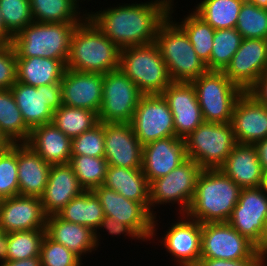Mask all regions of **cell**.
Here are the masks:
<instances>
[{
	"label": "cell",
	"mask_w": 267,
	"mask_h": 266,
	"mask_svg": "<svg viewBox=\"0 0 267 266\" xmlns=\"http://www.w3.org/2000/svg\"><path fill=\"white\" fill-rule=\"evenodd\" d=\"M172 0L126 3L87 12V17L120 49L155 42L160 24L169 16Z\"/></svg>",
	"instance_id": "obj_1"
},
{
	"label": "cell",
	"mask_w": 267,
	"mask_h": 266,
	"mask_svg": "<svg viewBox=\"0 0 267 266\" xmlns=\"http://www.w3.org/2000/svg\"><path fill=\"white\" fill-rule=\"evenodd\" d=\"M241 188L220 169H202L186 215L204 223L228 222Z\"/></svg>",
	"instance_id": "obj_2"
},
{
	"label": "cell",
	"mask_w": 267,
	"mask_h": 266,
	"mask_svg": "<svg viewBox=\"0 0 267 266\" xmlns=\"http://www.w3.org/2000/svg\"><path fill=\"white\" fill-rule=\"evenodd\" d=\"M120 48L86 17L75 28L66 68L88 73H108L119 69Z\"/></svg>",
	"instance_id": "obj_3"
},
{
	"label": "cell",
	"mask_w": 267,
	"mask_h": 266,
	"mask_svg": "<svg viewBox=\"0 0 267 266\" xmlns=\"http://www.w3.org/2000/svg\"><path fill=\"white\" fill-rule=\"evenodd\" d=\"M174 0L169 16L160 24L155 43L172 82H191L207 71L206 64L198 57L185 31L172 20Z\"/></svg>",
	"instance_id": "obj_4"
},
{
	"label": "cell",
	"mask_w": 267,
	"mask_h": 266,
	"mask_svg": "<svg viewBox=\"0 0 267 266\" xmlns=\"http://www.w3.org/2000/svg\"><path fill=\"white\" fill-rule=\"evenodd\" d=\"M78 24L33 21L11 40L16 57H45L63 60L66 63L71 37Z\"/></svg>",
	"instance_id": "obj_5"
},
{
	"label": "cell",
	"mask_w": 267,
	"mask_h": 266,
	"mask_svg": "<svg viewBox=\"0 0 267 266\" xmlns=\"http://www.w3.org/2000/svg\"><path fill=\"white\" fill-rule=\"evenodd\" d=\"M119 69L143 95L161 94L172 82L155 42L121 49Z\"/></svg>",
	"instance_id": "obj_6"
},
{
	"label": "cell",
	"mask_w": 267,
	"mask_h": 266,
	"mask_svg": "<svg viewBox=\"0 0 267 266\" xmlns=\"http://www.w3.org/2000/svg\"><path fill=\"white\" fill-rule=\"evenodd\" d=\"M191 83L204 122L231 123L235 102L243 91L223 71L207 70Z\"/></svg>",
	"instance_id": "obj_7"
},
{
	"label": "cell",
	"mask_w": 267,
	"mask_h": 266,
	"mask_svg": "<svg viewBox=\"0 0 267 266\" xmlns=\"http://www.w3.org/2000/svg\"><path fill=\"white\" fill-rule=\"evenodd\" d=\"M187 158L202 169H219L237 144L231 123L203 122L185 138Z\"/></svg>",
	"instance_id": "obj_8"
},
{
	"label": "cell",
	"mask_w": 267,
	"mask_h": 266,
	"mask_svg": "<svg viewBox=\"0 0 267 266\" xmlns=\"http://www.w3.org/2000/svg\"><path fill=\"white\" fill-rule=\"evenodd\" d=\"M202 168L190 158L177 166L169 174L149 183V212L164 204H177L179 214H186L195 194L196 181ZM160 205V206H159ZM153 207V208H152ZM156 214V215H155Z\"/></svg>",
	"instance_id": "obj_9"
},
{
	"label": "cell",
	"mask_w": 267,
	"mask_h": 266,
	"mask_svg": "<svg viewBox=\"0 0 267 266\" xmlns=\"http://www.w3.org/2000/svg\"><path fill=\"white\" fill-rule=\"evenodd\" d=\"M142 95L136 84L120 69L104 73L99 122L131 123Z\"/></svg>",
	"instance_id": "obj_10"
},
{
	"label": "cell",
	"mask_w": 267,
	"mask_h": 266,
	"mask_svg": "<svg viewBox=\"0 0 267 266\" xmlns=\"http://www.w3.org/2000/svg\"><path fill=\"white\" fill-rule=\"evenodd\" d=\"M201 258L261 259L259 248L228 222L201 224Z\"/></svg>",
	"instance_id": "obj_11"
},
{
	"label": "cell",
	"mask_w": 267,
	"mask_h": 266,
	"mask_svg": "<svg viewBox=\"0 0 267 266\" xmlns=\"http://www.w3.org/2000/svg\"><path fill=\"white\" fill-rule=\"evenodd\" d=\"M10 90L30 130L51 123L54 111L62 105L61 82L36 88L16 81Z\"/></svg>",
	"instance_id": "obj_12"
},
{
	"label": "cell",
	"mask_w": 267,
	"mask_h": 266,
	"mask_svg": "<svg viewBox=\"0 0 267 266\" xmlns=\"http://www.w3.org/2000/svg\"><path fill=\"white\" fill-rule=\"evenodd\" d=\"M92 191L100 201L104 216L128 225L142 239V242L155 240L158 220L141 203L127 199L104 185Z\"/></svg>",
	"instance_id": "obj_13"
},
{
	"label": "cell",
	"mask_w": 267,
	"mask_h": 266,
	"mask_svg": "<svg viewBox=\"0 0 267 266\" xmlns=\"http://www.w3.org/2000/svg\"><path fill=\"white\" fill-rule=\"evenodd\" d=\"M131 125L141 145L175 136L173 115L161 94L141 96Z\"/></svg>",
	"instance_id": "obj_14"
},
{
	"label": "cell",
	"mask_w": 267,
	"mask_h": 266,
	"mask_svg": "<svg viewBox=\"0 0 267 266\" xmlns=\"http://www.w3.org/2000/svg\"><path fill=\"white\" fill-rule=\"evenodd\" d=\"M228 223L260 249L267 236V194L259 187L241 189Z\"/></svg>",
	"instance_id": "obj_15"
},
{
	"label": "cell",
	"mask_w": 267,
	"mask_h": 266,
	"mask_svg": "<svg viewBox=\"0 0 267 266\" xmlns=\"http://www.w3.org/2000/svg\"><path fill=\"white\" fill-rule=\"evenodd\" d=\"M267 70V39H243L224 74L243 92H248Z\"/></svg>",
	"instance_id": "obj_16"
},
{
	"label": "cell",
	"mask_w": 267,
	"mask_h": 266,
	"mask_svg": "<svg viewBox=\"0 0 267 266\" xmlns=\"http://www.w3.org/2000/svg\"><path fill=\"white\" fill-rule=\"evenodd\" d=\"M178 218L158 240L178 266H196L201 258V223L186 214Z\"/></svg>",
	"instance_id": "obj_17"
},
{
	"label": "cell",
	"mask_w": 267,
	"mask_h": 266,
	"mask_svg": "<svg viewBox=\"0 0 267 266\" xmlns=\"http://www.w3.org/2000/svg\"><path fill=\"white\" fill-rule=\"evenodd\" d=\"M161 95L172 112L176 137L185 139L204 122L191 82H171Z\"/></svg>",
	"instance_id": "obj_18"
},
{
	"label": "cell",
	"mask_w": 267,
	"mask_h": 266,
	"mask_svg": "<svg viewBox=\"0 0 267 266\" xmlns=\"http://www.w3.org/2000/svg\"><path fill=\"white\" fill-rule=\"evenodd\" d=\"M231 125L237 143L255 145L267 138V106L243 92L235 102Z\"/></svg>",
	"instance_id": "obj_19"
},
{
	"label": "cell",
	"mask_w": 267,
	"mask_h": 266,
	"mask_svg": "<svg viewBox=\"0 0 267 266\" xmlns=\"http://www.w3.org/2000/svg\"><path fill=\"white\" fill-rule=\"evenodd\" d=\"M105 155L108 165L141 168L143 145L131 123H104Z\"/></svg>",
	"instance_id": "obj_20"
},
{
	"label": "cell",
	"mask_w": 267,
	"mask_h": 266,
	"mask_svg": "<svg viewBox=\"0 0 267 266\" xmlns=\"http://www.w3.org/2000/svg\"><path fill=\"white\" fill-rule=\"evenodd\" d=\"M46 218L39 197L16 195L0 200V229L5 233L46 229Z\"/></svg>",
	"instance_id": "obj_21"
},
{
	"label": "cell",
	"mask_w": 267,
	"mask_h": 266,
	"mask_svg": "<svg viewBox=\"0 0 267 266\" xmlns=\"http://www.w3.org/2000/svg\"><path fill=\"white\" fill-rule=\"evenodd\" d=\"M61 85L63 105L99 113L102 104L103 74L66 68Z\"/></svg>",
	"instance_id": "obj_22"
},
{
	"label": "cell",
	"mask_w": 267,
	"mask_h": 266,
	"mask_svg": "<svg viewBox=\"0 0 267 266\" xmlns=\"http://www.w3.org/2000/svg\"><path fill=\"white\" fill-rule=\"evenodd\" d=\"M186 159L185 139L171 136L143 145L141 169L150 183L169 174Z\"/></svg>",
	"instance_id": "obj_23"
},
{
	"label": "cell",
	"mask_w": 267,
	"mask_h": 266,
	"mask_svg": "<svg viewBox=\"0 0 267 266\" xmlns=\"http://www.w3.org/2000/svg\"><path fill=\"white\" fill-rule=\"evenodd\" d=\"M84 191L72 166L51 165L45 190L40 197L46 216L57 215L73 198Z\"/></svg>",
	"instance_id": "obj_24"
},
{
	"label": "cell",
	"mask_w": 267,
	"mask_h": 266,
	"mask_svg": "<svg viewBox=\"0 0 267 266\" xmlns=\"http://www.w3.org/2000/svg\"><path fill=\"white\" fill-rule=\"evenodd\" d=\"M50 169L51 165L29 145L17 143L19 195L40 198L45 190Z\"/></svg>",
	"instance_id": "obj_25"
},
{
	"label": "cell",
	"mask_w": 267,
	"mask_h": 266,
	"mask_svg": "<svg viewBox=\"0 0 267 266\" xmlns=\"http://www.w3.org/2000/svg\"><path fill=\"white\" fill-rule=\"evenodd\" d=\"M219 169L241 189L260 186L263 169L255 145L237 143Z\"/></svg>",
	"instance_id": "obj_26"
},
{
	"label": "cell",
	"mask_w": 267,
	"mask_h": 266,
	"mask_svg": "<svg viewBox=\"0 0 267 266\" xmlns=\"http://www.w3.org/2000/svg\"><path fill=\"white\" fill-rule=\"evenodd\" d=\"M72 139L66 136L52 122L36 126L26 142L50 165L68 164L71 160Z\"/></svg>",
	"instance_id": "obj_27"
},
{
	"label": "cell",
	"mask_w": 267,
	"mask_h": 266,
	"mask_svg": "<svg viewBox=\"0 0 267 266\" xmlns=\"http://www.w3.org/2000/svg\"><path fill=\"white\" fill-rule=\"evenodd\" d=\"M46 235L54 242L64 245L81 260L82 256L97 250L94 231L91 228L67 222L58 215L46 218Z\"/></svg>",
	"instance_id": "obj_28"
},
{
	"label": "cell",
	"mask_w": 267,
	"mask_h": 266,
	"mask_svg": "<svg viewBox=\"0 0 267 266\" xmlns=\"http://www.w3.org/2000/svg\"><path fill=\"white\" fill-rule=\"evenodd\" d=\"M103 185L141 203L149 211V183L141 168L108 165Z\"/></svg>",
	"instance_id": "obj_29"
},
{
	"label": "cell",
	"mask_w": 267,
	"mask_h": 266,
	"mask_svg": "<svg viewBox=\"0 0 267 266\" xmlns=\"http://www.w3.org/2000/svg\"><path fill=\"white\" fill-rule=\"evenodd\" d=\"M66 70L63 60L45 57L17 58V82L34 87L61 82Z\"/></svg>",
	"instance_id": "obj_30"
},
{
	"label": "cell",
	"mask_w": 267,
	"mask_h": 266,
	"mask_svg": "<svg viewBox=\"0 0 267 266\" xmlns=\"http://www.w3.org/2000/svg\"><path fill=\"white\" fill-rule=\"evenodd\" d=\"M34 22L81 23L87 10L80 11L78 0H29ZM82 13V14H81Z\"/></svg>",
	"instance_id": "obj_31"
},
{
	"label": "cell",
	"mask_w": 267,
	"mask_h": 266,
	"mask_svg": "<svg viewBox=\"0 0 267 266\" xmlns=\"http://www.w3.org/2000/svg\"><path fill=\"white\" fill-rule=\"evenodd\" d=\"M57 215L67 222L87 226L93 231L104 219L103 208L92 190H84L64 206Z\"/></svg>",
	"instance_id": "obj_32"
},
{
	"label": "cell",
	"mask_w": 267,
	"mask_h": 266,
	"mask_svg": "<svg viewBox=\"0 0 267 266\" xmlns=\"http://www.w3.org/2000/svg\"><path fill=\"white\" fill-rule=\"evenodd\" d=\"M245 0H203L193 11L215 30L236 28Z\"/></svg>",
	"instance_id": "obj_33"
},
{
	"label": "cell",
	"mask_w": 267,
	"mask_h": 266,
	"mask_svg": "<svg viewBox=\"0 0 267 266\" xmlns=\"http://www.w3.org/2000/svg\"><path fill=\"white\" fill-rule=\"evenodd\" d=\"M0 131L11 143H26L31 134L10 89L0 90Z\"/></svg>",
	"instance_id": "obj_34"
},
{
	"label": "cell",
	"mask_w": 267,
	"mask_h": 266,
	"mask_svg": "<svg viewBox=\"0 0 267 266\" xmlns=\"http://www.w3.org/2000/svg\"><path fill=\"white\" fill-rule=\"evenodd\" d=\"M176 22L186 33L189 41L198 57L206 64L210 70V54L213 48V37L215 29L199 17L194 11Z\"/></svg>",
	"instance_id": "obj_35"
},
{
	"label": "cell",
	"mask_w": 267,
	"mask_h": 266,
	"mask_svg": "<svg viewBox=\"0 0 267 266\" xmlns=\"http://www.w3.org/2000/svg\"><path fill=\"white\" fill-rule=\"evenodd\" d=\"M52 123L69 138L80 136L99 123L98 114L92 110L61 105L54 111Z\"/></svg>",
	"instance_id": "obj_36"
},
{
	"label": "cell",
	"mask_w": 267,
	"mask_h": 266,
	"mask_svg": "<svg viewBox=\"0 0 267 266\" xmlns=\"http://www.w3.org/2000/svg\"><path fill=\"white\" fill-rule=\"evenodd\" d=\"M46 229L14 231L7 233L4 261H14L40 256L41 243Z\"/></svg>",
	"instance_id": "obj_37"
},
{
	"label": "cell",
	"mask_w": 267,
	"mask_h": 266,
	"mask_svg": "<svg viewBox=\"0 0 267 266\" xmlns=\"http://www.w3.org/2000/svg\"><path fill=\"white\" fill-rule=\"evenodd\" d=\"M69 164L84 190H93L103 185L108 168L104 157L71 155Z\"/></svg>",
	"instance_id": "obj_38"
},
{
	"label": "cell",
	"mask_w": 267,
	"mask_h": 266,
	"mask_svg": "<svg viewBox=\"0 0 267 266\" xmlns=\"http://www.w3.org/2000/svg\"><path fill=\"white\" fill-rule=\"evenodd\" d=\"M242 40L243 37L236 28L215 30L210 54V70L223 71L238 50Z\"/></svg>",
	"instance_id": "obj_39"
},
{
	"label": "cell",
	"mask_w": 267,
	"mask_h": 266,
	"mask_svg": "<svg viewBox=\"0 0 267 266\" xmlns=\"http://www.w3.org/2000/svg\"><path fill=\"white\" fill-rule=\"evenodd\" d=\"M236 30L243 39H267V8L245 0L238 15Z\"/></svg>",
	"instance_id": "obj_40"
},
{
	"label": "cell",
	"mask_w": 267,
	"mask_h": 266,
	"mask_svg": "<svg viewBox=\"0 0 267 266\" xmlns=\"http://www.w3.org/2000/svg\"><path fill=\"white\" fill-rule=\"evenodd\" d=\"M0 13L6 29V42L33 22L29 0H0Z\"/></svg>",
	"instance_id": "obj_41"
},
{
	"label": "cell",
	"mask_w": 267,
	"mask_h": 266,
	"mask_svg": "<svg viewBox=\"0 0 267 266\" xmlns=\"http://www.w3.org/2000/svg\"><path fill=\"white\" fill-rule=\"evenodd\" d=\"M19 195L17 143L0 151V200Z\"/></svg>",
	"instance_id": "obj_42"
},
{
	"label": "cell",
	"mask_w": 267,
	"mask_h": 266,
	"mask_svg": "<svg viewBox=\"0 0 267 266\" xmlns=\"http://www.w3.org/2000/svg\"><path fill=\"white\" fill-rule=\"evenodd\" d=\"M104 123L99 122L92 129L72 138V155L104 157L105 155Z\"/></svg>",
	"instance_id": "obj_43"
},
{
	"label": "cell",
	"mask_w": 267,
	"mask_h": 266,
	"mask_svg": "<svg viewBox=\"0 0 267 266\" xmlns=\"http://www.w3.org/2000/svg\"><path fill=\"white\" fill-rule=\"evenodd\" d=\"M40 258L42 266H82V261L64 245L54 242L47 235L41 243Z\"/></svg>",
	"instance_id": "obj_44"
},
{
	"label": "cell",
	"mask_w": 267,
	"mask_h": 266,
	"mask_svg": "<svg viewBox=\"0 0 267 266\" xmlns=\"http://www.w3.org/2000/svg\"><path fill=\"white\" fill-rule=\"evenodd\" d=\"M17 81V57L11 42L0 43V90L10 89Z\"/></svg>",
	"instance_id": "obj_45"
},
{
	"label": "cell",
	"mask_w": 267,
	"mask_h": 266,
	"mask_svg": "<svg viewBox=\"0 0 267 266\" xmlns=\"http://www.w3.org/2000/svg\"><path fill=\"white\" fill-rule=\"evenodd\" d=\"M102 228H103V230L105 229L110 235H113V236L114 235L120 236L121 234H124L125 237L128 236L132 240L137 239V240L142 241V239L128 225H126L120 221H117L114 218L104 216V219L99 223L98 227L94 231V237L96 240L97 248L100 245L99 239H101L100 238L101 234L98 231H99V229H102Z\"/></svg>",
	"instance_id": "obj_46"
},
{
	"label": "cell",
	"mask_w": 267,
	"mask_h": 266,
	"mask_svg": "<svg viewBox=\"0 0 267 266\" xmlns=\"http://www.w3.org/2000/svg\"><path fill=\"white\" fill-rule=\"evenodd\" d=\"M196 266H263L262 259L223 260L200 258Z\"/></svg>",
	"instance_id": "obj_47"
},
{
	"label": "cell",
	"mask_w": 267,
	"mask_h": 266,
	"mask_svg": "<svg viewBox=\"0 0 267 266\" xmlns=\"http://www.w3.org/2000/svg\"><path fill=\"white\" fill-rule=\"evenodd\" d=\"M248 92L259 102L267 106V70L260 76L256 84Z\"/></svg>",
	"instance_id": "obj_48"
},
{
	"label": "cell",
	"mask_w": 267,
	"mask_h": 266,
	"mask_svg": "<svg viewBox=\"0 0 267 266\" xmlns=\"http://www.w3.org/2000/svg\"><path fill=\"white\" fill-rule=\"evenodd\" d=\"M0 266H42L40 256L14 261H1Z\"/></svg>",
	"instance_id": "obj_49"
},
{
	"label": "cell",
	"mask_w": 267,
	"mask_h": 266,
	"mask_svg": "<svg viewBox=\"0 0 267 266\" xmlns=\"http://www.w3.org/2000/svg\"><path fill=\"white\" fill-rule=\"evenodd\" d=\"M258 152V159L263 171H267V138L257 142L255 144Z\"/></svg>",
	"instance_id": "obj_50"
},
{
	"label": "cell",
	"mask_w": 267,
	"mask_h": 266,
	"mask_svg": "<svg viewBox=\"0 0 267 266\" xmlns=\"http://www.w3.org/2000/svg\"><path fill=\"white\" fill-rule=\"evenodd\" d=\"M7 247V233L0 229V262L4 261V252Z\"/></svg>",
	"instance_id": "obj_51"
},
{
	"label": "cell",
	"mask_w": 267,
	"mask_h": 266,
	"mask_svg": "<svg viewBox=\"0 0 267 266\" xmlns=\"http://www.w3.org/2000/svg\"><path fill=\"white\" fill-rule=\"evenodd\" d=\"M259 253L262 259V263L267 264V236L265 238L263 245L259 249Z\"/></svg>",
	"instance_id": "obj_52"
},
{
	"label": "cell",
	"mask_w": 267,
	"mask_h": 266,
	"mask_svg": "<svg viewBox=\"0 0 267 266\" xmlns=\"http://www.w3.org/2000/svg\"><path fill=\"white\" fill-rule=\"evenodd\" d=\"M12 143L5 137V135L0 131V151L8 148Z\"/></svg>",
	"instance_id": "obj_53"
},
{
	"label": "cell",
	"mask_w": 267,
	"mask_h": 266,
	"mask_svg": "<svg viewBox=\"0 0 267 266\" xmlns=\"http://www.w3.org/2000/svg\"><path fill=\"white\" fill-rule=\"evenodd\" d=\"M6 42V29L3 24V19L0 13V43Z\"/></svg>",
	"instance_id": "obj_54"
},
{
	"label": "cell",
	"mask_w": 267,
	"mask_h": 266,
	"mask_svg": "<svg viewBox=\"0 0 267 266\" xmlns=\"http://www.w3.org/2000/svg\"><path fill=\"white\" fill-rule=\"evenodd\" d=\"M259 188L267 194V171H263Z\"/></svg>",
	"instance_id": "obj_55"
},
{
	"label": "cell",
	"mask_w": 267,
	"mask_h": 266,
	"mask_svg": "<svg viewBox=\"0 0 267 266\" xmlns=\"http://www.w3.org/2000/svg\"><path fill=\"white\" fill-rule=\"evenodd\" d=\"M248 1L259 7L267 8V0H248Z\"/></svg>",
	"instance_id": "obj_56"
}]
</instances>
